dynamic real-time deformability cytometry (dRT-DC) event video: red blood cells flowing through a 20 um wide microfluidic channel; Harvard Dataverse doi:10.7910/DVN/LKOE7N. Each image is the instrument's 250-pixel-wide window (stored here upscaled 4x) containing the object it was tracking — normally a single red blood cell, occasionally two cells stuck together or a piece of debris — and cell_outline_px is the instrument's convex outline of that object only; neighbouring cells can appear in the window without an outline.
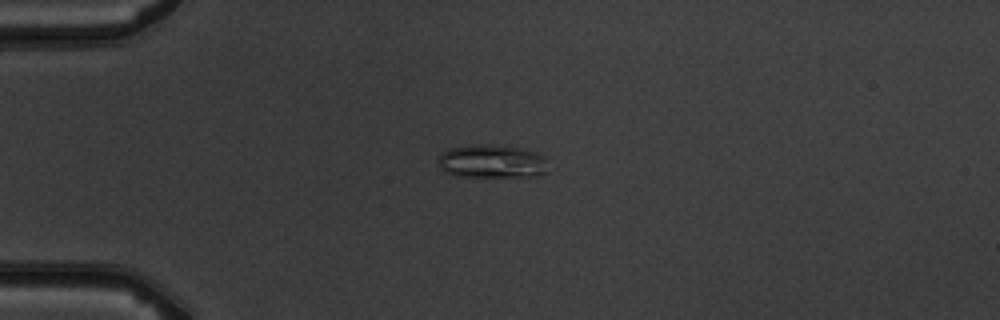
{"species": "common noctule bat (a hibernating species)", "species_latin": "Nyctalus noctula", "temperature_condition": "warm", "stored_images_in_passage": 5, "camera_frame_rate_fps": 3000, "um_per_image_px": 0.085, "animal": {"sex": "male", "body_mass_g": 19.5, "forearm_length_mm": 54.6}, "frame": {"image": 1, "passage_image": 5, "time_ms": 4.667, "image_size_px": [1000, 320], "cell_outline_px": [[544, 172], [536, 176], [456, 176], [444, 172], [440, 168], [440, 152], [448, 148], [468, 144], [488, 144], [520, 148], [536, 152], [544, 156]], "centroid_in_image_um": [41.73, 13.7], "position_along_channel_um": 43.3, "area_um2": 21.21}}